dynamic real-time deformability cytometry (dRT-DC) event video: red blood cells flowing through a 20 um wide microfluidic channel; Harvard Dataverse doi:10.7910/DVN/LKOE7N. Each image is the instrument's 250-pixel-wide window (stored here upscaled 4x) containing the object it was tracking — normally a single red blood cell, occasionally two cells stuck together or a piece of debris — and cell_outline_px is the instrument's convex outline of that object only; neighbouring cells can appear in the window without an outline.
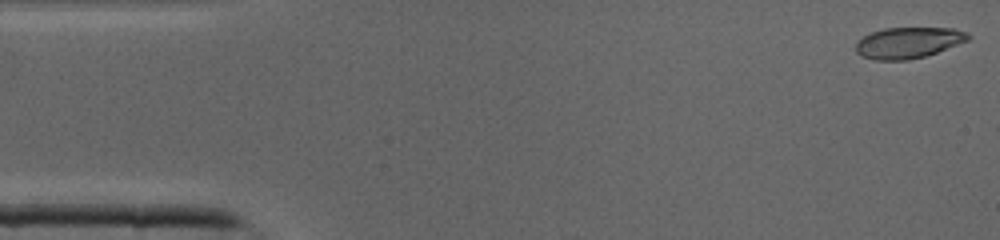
{"species": "common noctule bat (a hibernating species)", "species_latin": "Nyctalus noctula", "temperature_condition": "cold", "stored_images_in_passage": 40, "camera_frame_rate_fps": 3000, "um_per_image_px": 0.085, "animal": {"sex": "male", "body_mass_g": 19.0, "forearm_length_mm": 50.8}, "frame": {"image": 1, "passage_image": 1, "time_ms": 0.0, "image_size_px": [1000, 240], "cell_outline_px": [[972, 36], [968, 40], [936, 52], [924, 56], [908, 60], [876, 60], [860, 56], [856, 52], [856, 40], [872, 32], [884, 28], [952, 28], [968, 32]], "centroid_in_image_um": [77.18, 3.62], "position_along_channel_um": 7.8, "area_um2": 20.29}}
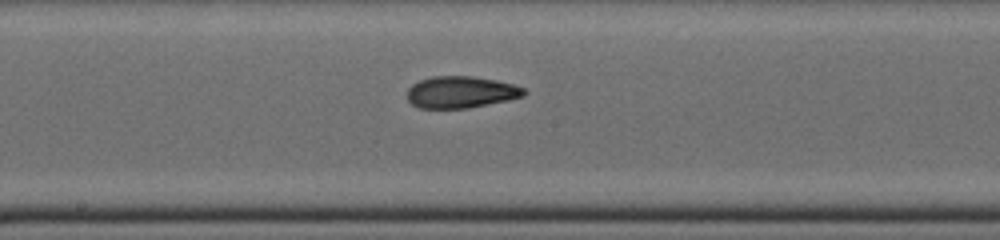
{"frame": {"image": 2, "passage_image": 21, "time_ms": 6.667, "image_size_px": [1000, 240], "cell_outline_px": [[528, 92], [524, 96], [508, 100], [468, 108], [420, 108], [412, 104], [408, 100], [408, 88], [412, 84], [420, 80], [432, 76], [472, 76], [496, 80], [512, 84], [524, 88]], "centroid_in_image_um": [39.19, 7.83], "position_along_channel_um": 209.0, "area_um2": 21.62}}
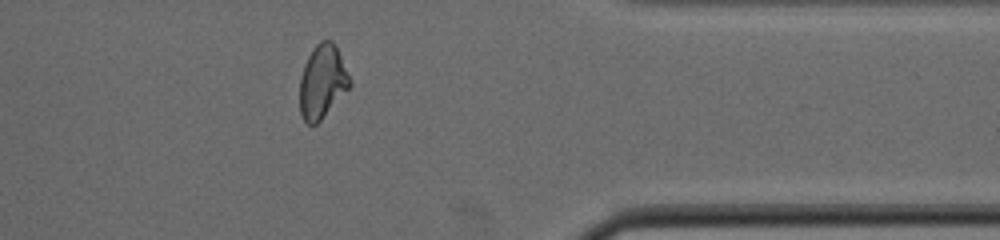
{"frame": {"image": 3, "passage_image": 33, "time_ms": 10.667, "image_size_px": [1000, 240], "cell_outline_px": [[352, 84], [320, 120], [316, 124], [308, 124], [304, 120], [300, 112], [300, 76], [304, 64], [312, 48], [320, 40], [332, 40], [340, 56]], "centroid_in_image_um": [27.37, 6.93], "position_along_channel_um": 384.0, "area_um2": 21.04}}